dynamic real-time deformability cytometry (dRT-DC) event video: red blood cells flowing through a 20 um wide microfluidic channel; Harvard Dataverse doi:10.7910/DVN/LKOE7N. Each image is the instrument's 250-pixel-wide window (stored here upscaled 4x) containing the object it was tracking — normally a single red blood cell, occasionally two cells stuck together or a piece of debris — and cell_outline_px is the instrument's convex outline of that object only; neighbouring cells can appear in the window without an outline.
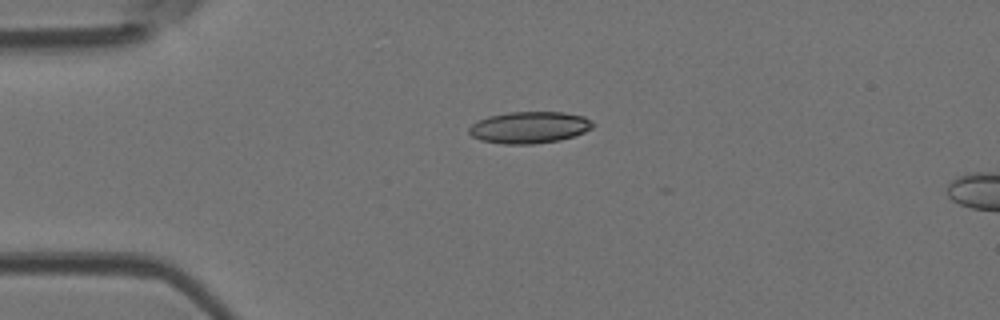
{"species": "Egyptian fruit bat (a non-hibernating species)", "species_latin": "Rousettus aegyptiacus", "temperature_condition": "room temperature", "stored_images_in_passage": 4, "camera_frame_rate_fps": 3000, "um_per_image_px": 0.085, "animal": {"sex": "female"}, "frame": {"image": 1, "passage_image": 2, "time_ms": 0.333, "image_size_px": [1000, 320], "cell_outline_px": [[596, 124], [592, 128], [584, 132], [560, 140], [532, 144], [504, 144], [480, 140], [472, 136], [468, 132], [468, 128], [472, 124], [488, 116], [508, 112], [564, 112], [584, 116]], "centroid_in_image_um": [45.0, 10.83], "position_along_channel_um": 40.0, "area_um2": 22.89}}